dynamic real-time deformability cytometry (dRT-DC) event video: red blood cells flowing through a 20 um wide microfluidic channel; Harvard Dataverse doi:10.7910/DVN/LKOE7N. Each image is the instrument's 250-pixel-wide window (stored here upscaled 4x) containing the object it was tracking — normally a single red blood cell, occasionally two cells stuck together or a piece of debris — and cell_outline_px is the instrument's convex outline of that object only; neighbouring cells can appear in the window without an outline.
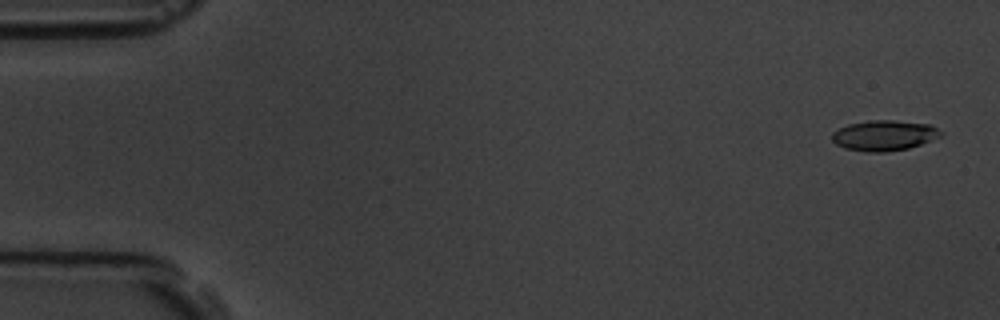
{"species": "common noctule bat (a hibernating species)", "species_latin": "Nyctalus noctula", "temperature_condition": "room temperature", "stored_images_in_passage": 19, "camera_frame_rate_fps": 3000, "um_per_image_px": 0.085, "animal": {"sex": "male", "body_mass_g": 19.5, "forearm_length_mm": 54.6}, "frame": {"image": 1, "passage_image": 3, "time_ms": 0.667, "image_size_px": [1000, 320], "cell_outline_px": [[940, 136], [920, 144], [908, 148], [884, 152], [868, 152], [844, 148], [836, 144], [832, 140], [832, 132], [848, 124], [868, 120], [892, 120], [928, 124], [936, 128], [940, 132]], "centroid_in_image_um": [75.09, 11.51], "position_along_channel_um": 9.9, "area_um2": 19.02}}
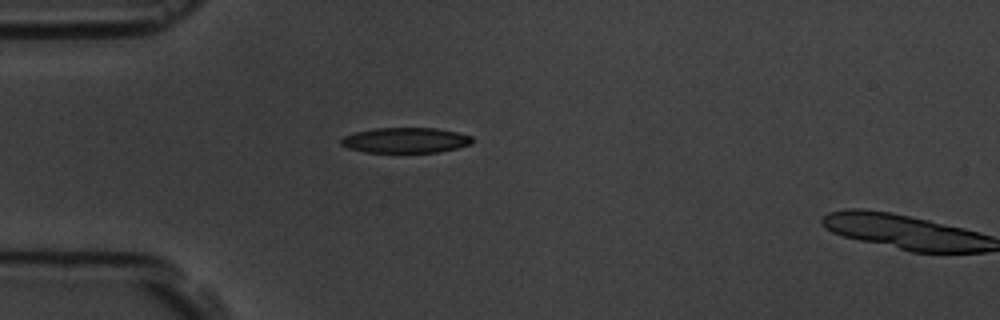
{"frame": {"image": 2, "passage_image": 17, "time_ms": 5.333, "image_size_px": [1000, 320], "cell_outline_px": [[472, 144], [440, 152], [364, 152], [348, 148], [340, 144], [340, 140], [344, 136], [356, 132], [376, 128], [436, 128], [456, 132], [472, 136]], "centroid_in_image_um": [34.47, 11.92], "position_along_channel_um": 50.5, "area_um2": 19.31}}